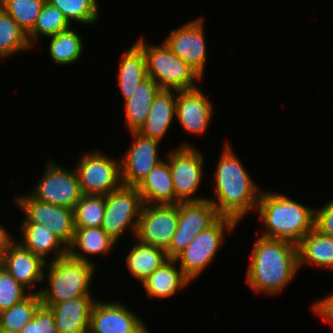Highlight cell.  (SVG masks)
<instances>
[{
	"label": "cell",
	"instance_id": "cell-1",
	"mask_svg": "<svg viewBox=\"0 0 333 333\" xmlns=\"http://www.w3.org/2000/svg\"><path fill=\"white\" fill-rule=\"evenodd\" d=\"M232 148L227 141L214 174L215 200L207 199L219 216L239 224L248 213L256 211L261 191Z\"/></svg>",
	"mask_w": 333,
	"mask_h": 333
},
{
	"label": "cell",
	"instance_id": "cell-2",
	"mask_svg": "<svg viewBox=\"0 0 333 333\" xmlns=\"http://www.w3.org/2000/svg\"><path fill=\"white\" fill-rule=\"evenodd\" d=\"M246 282L258 294H280L298 273V251L291 243L258 237L250 252Z\"/></svg>",
	"mask_w": 333,
	"mask_h": 333
},
{
	"label": "cell",
	"instance_id": "cell-3",
	"mask_svg": "<svg viewBox=\"0 0 333 333\" xmlns=\"http://www.w3.org/2000/svg\"><path fill=\"white\" fill-rule=\"evenodd\" d=\"M314 210L279 193L261 191L256 211L263 220L265 231L260 236L297 247L314 228Z\"/></svg>",
	"mask_w": 333,
	"mask_h": 333
},
{
	"label": "cell",
	"instance_id": "cell-4",
	"mask_svg": "<svg viewBox=\"0 0 333 333\" xmlns=\"http://www.w3.org/2000/svg\"><path fill=\"white\" fill-rule=\"evenodd\" d=\"M49 262L45 265L47 275L44 272V280L47 281H43L48 285L36 291L40 294L42 304H57L91 296L89 288L95 275L94 264L77 260L69 254Z\"/></svg>",
	"mask_w": 333,
	"mask_h": 333
},
{
	"label": "cell",
	"instance_id": "cell-5",
	"mask_svg": "<svg viewBox=\"0 0 333 333\" xmlns=\"http://www.w3.org/2000/svg\"><path fill=\"white\" fill-rule=\"evenodd\" d=\"M135 43L145 56L147 76L152 78L161 90L183 91L198 87L196 82L202 77L176 56L164 42L159 44L160 46L148 44L141 36Z\"/></svg>",
	"mask_w": 333,
	"mask_h": 333
},
{
	"label": "cell",
	"instance_id": "cell-6",
	"mask_svg": "<svg viewBox=\"0 0 333 333\" xmlns=\"http://www.w3.org/2000/svg\"><path fill=\"white\" fill-rule=\"evenodd\" d=\"M236 226L238 223L234 219L220 216L174 259L191 282L214 261L216 253L222 248L225 233H231Z\"/></svg>",
	"mask_w": 333,
	"mask_h": 333
},
{
	"label": "cell",
	"instance_id": "cell-7",
	"mask_svg": "<svg viewBox=\"0 0 333 333\" xmlns=\"http://www.w3.org/2000/svg\"><path fill=\"white\" fill-rule=\"evenodd\" d=\"M178 146L167 154L175 191V204L206 200L207 197L193 196L203 179L204 157L202 152L186 141Z\"/></svg>",
	"mask_w": 333,
	"mask_h": 333
},
{
	"label": "cell",
	"instance_id": "cell-8",
	"mask_svg": "<svg viewBox=\"0 0 333 333\" xmlns=\"http://www.w3.org/2000/svg\"><path fill=\"white\" fill-rule=\"evenodd\" d=\"M143 205L137 187L122 184L105 195V214L101 228L116 242L127 230L134 238Z\"/></svg>",
	"mask_w": 333,
	"mask_h": 333
},
{
	"label": "cell",
	"instance_id": "cell-9",
	"mask_svg": "<svg viewBox=\"0 0 333 333\" xmlns=\"http://www.w3.org/2000/svg\"><path fill=\"white\" fill-rule=\"evenodd\" d=\"M75 165L80 190L86 195H107L122 185L120 159L95 150L84 152Z\"/></svg>",
	"mask_w": 333,
	"mask_h": 333
},
{
	"label": "cell",
	"instance_id": "cell-10",
	"mask_svg": "<svg viewBox=\"0 0 333 333\" xmlns=\"http://www.w3.org/2000/svg\"><path fill=\"white\" fill-rule=\"evenodd\" d=\"M67 169L48 159L41 179L29 194L41 202L74 209L82 193L75 169Z\"/></svg>",
	"mask_w": 333,
	"mask_h": 333
},
{
	"label": "cell",
	"instance_id": "cell-11",
	"mask_svg": "<svg viewBox=\"0 0 333 333\" xmlns=\"http://www.w3.org/2000/svg\"><path fill=\"white\" fill-rule=\"evenodd\" d=\"M220 216L208 200L178 203V225L171 243L165 250L169 259H175L193 239L211 226Z\"/></svg>",
	"mask_w": 333,
	"mask_h": 333
},
{
	"label": "cell",
	"instance_id": "cell-12",
	"mask_svg": "<svg viewBox=\"0 0 333 333\" xmlns=\"http://www.w3.org/2000/svg\"><path fill=\"white\" fill-rule=\"evenodd\" d=\"M24 214L22 223L44 224L67 247L74 239L73 209L68 207L41 202L27 195H17L14 199Z\"/></svg>",
	"mask_w": 333,
	"mask_h": 333
},
{
	"label": "cell",
	"instance_id": "cell-13",
	"mask_svg": "<svg viewBox=\"0 0 333 333\" xmlns=\"http://www.w3.org/2000/svg\"><path fill=\"white\" fill-rule=\"evenodd\" d=\"M178 225L177 204H144L135 239L145 245L166 250Z\"/></svg>",
	"mask_w": 333,
	"mask_h": 333
},
{
	"label": "cell",
	"instance_id": "cell-14",
	"mask_svg": "<svg viewBox=\"0 0 333 333\" xmlns=\"http://www.w3.org/2000/svg\"><path fill=\"white\" fill-rule=\"evenodd\" d=\"M203 23L202 17L191 20L173 29L165 41L163 40L176 56L191 66L202 78L207 59V42Z\"/></svg>",
	"mask_w": 333,
	"mask_h": 333
},
{
	"label": "cell",
	"instance_id": "cell-15",
	"mask_svg": "<svg viewBox=\"0 0 333 333\" xmlns=\"http://www.w3.org/2000/svg\"><path fill=\"white\" fill-rule=\"evenodd\" d=\"M132 144L124 157L120 158L121 180L123 185L137 186L144 177L163 158L159 156V141L142 136L138 132H131ZM134 139V140H133Z\"/></svg>",
	"mask_w": 333,
	"mask_h": 333
},
{
	"label": "cell",
	"instance_id": "cell-16",
	"mask_svg": "<svg viewBox=\"0 0 333 333\" xmlns=\"http://www.w3.org/2000/svg\"><path fill=\"white\" fill-rule=\"evenodd\" d=\"M45 265L46 262L40 256L33 254L16 240H12L0 256V266L30 293H36L33 291L35 285L44 281Z\"/></svg>",
	"mask_w": 333,
	"mask_h": 333
},
{
	"label": "cell",
	"instance_id": "cell-17",
	"mask_svg": "<svg viewBox=\"0 0 333 333\" xmlns=\"http://www.w3.org/2000/svg\"><path fill=\"white\" fill-rule=\"evenodd\" d=\"M199 87L177 91L176 119L188 134L202 136L212 120L214 106Z\"/></svg>",
	"mask_w": 333,
	"mask_h": 333
},
{
	"label": "cell",
	"instance_id": "cell-18",
	"mask_svg": "<svg viewBox=\"0 0 333 333\" xmlns=\"http://www.w3.org/2000/svg\"><path fill=\"white\" fill-rule=\"evenodd\" d=\"M134 311L123 303L113 300L94 303L90 324V333H134L143 323Z\"/></svg>",
	"mask_w": 333,
	"mask_h": 333
},
{
	"label": "cell",
	"instance_id": "cell-19",
	"mask_svg": "<svg viewBox=\"0 0 333 333\" xmlns=\"http://www.w3.org/2000/svg\"><path fill=\"white\" fill-rule=\"evenodd\" d=\"M95 302L93 296H84L62 303L42 305L52 311L59 333H87Z\"/></svg>",
	"mask_w": 333,
	"mask_h": 333
},
{
	"label": "cell",
	"instance_id": "cell-20",
	"mask_svg": "<svg viewBox=\"0 0 333 333\" xmlns=\"http://www.w3.org/2000/svg\"><path fill=\"white\" fill-rule=\"evenodd\" d=\"M176 92V93H175ZM177 91L160 90L155 96L145 123L138 133L161 142L176 117Z\"/></svg>",
	"mask_w": 333,
	"mask_h": 333
},
{
	"label": "cell",
	"instance_id": "cell-21",
	"mask_svg": "<svg viewBox=\"0 0 333 333\" xmlns=\"http://www.w3.org/2000/svg\"><path fill=\"white\" fill-rule=\"evenodd\" d=\"M22 239L18 241L24 248L40 256L45 262L53 253L51 261L68 254V247L46 225L37 223L21 224Z\"/></svg>",
	"mask_w": 333,
	"mask_h": 333
},
{
	"label": "cell",
	"instance_id": "cell-22",
	"mask_svg": "<svg viewBox=\"0 0 333 333\" xmlns=\"http://www.w3.org/2000/svg\"><path fill=\"white\" fill-rule=\"evenodd\" d=\"M177 265L174 259H169L142 281L147 298H170L191 283Z\"/></svg>",
	"mask_w": 333,
	"mask_h": 333
},
{
	"label": "cell",
	"instance_id": "cell-23",
	"mask_svg": "<svg viewBox=\"0 0 333 333\" xmlns=\"http://www.w3.org/2000/svg\"><path fill=\"white\" fill-rule=\"evenodd\" d=\"M136 186L144 204H175V191L169 163L164 158Z\"/></svg>",
	"mask_w": 333,
	"mask_h": 333
},
{
	"label": "cell",
	"instance_id": "cell-24",
	"mask_svg": "<svg viewBox=\"0 0 333 333\" xmlns=\"http://www.w3.org/2000/svg\"><path fill=\"white\" fill-rule=\"evenodd\" d=\"M159 85L149 76L142 80L125 101V124L128 131L138 132L143 126L155 96L160 91Z\"/></svg>",
	"mask_w": 333,
	"mask_h": 333
},
{
	"label": "cell",
	"instance_id": "cell-25",
	"mask_svg": "<svg viewBox=\"0 0 333 333\" xmlns=\"http://www.w3.org/2000/svg\"><path fill=\"white\" fill-rule=\"evenodd\" d=\"M113 240L101 227L75 228L74 239L68 247V254L77 259L94 264L86 255L109 254L116 246ZM81 251V252H80ZM109 252V253H108Z\"/></svg>",
	"mask_w": 333,
	"mask_h": 333
},
{
	"label": "cell",
	"instance_id": "cell-26",
	"mask_svg": "<svg viewBox=\"0 0 333 333\" xmlns=\"http://www.w3.org/2000/svg\"><path fill=\"white\" fill-rule=\"evenodd\" d=\"M297 251L299 270L308 264L333 271V237L323 235L313 228L300 241Z\"/></svg>",
	"mask_w": 333,
	"mask_h": 333
},
{
	"label": "cell",
	"instance_id": "cell-27",
	"mask_svg": "<svg viewBox=\"0 0 333 333\" xmlns=\"http://www.w3.org/2000/svg\"><path fill=\"white\" fill-rule=\"evenodd\" d=\"M118 63L117 82L125 102L137 85L147 77L146 61L142 49L134 43L120 56Z\"/></svg>",
	"mask_w": 333,
	"mask_h": 333
},
{
	"label": "cell",
	"instance_id": "cell-28",
	"mask_svg": "<svg viewBox=\"0 0 333 333\" xmlns=\"http://www.w3.org/2000/svg\"><path fill=\"white\" fill-rule=\"evenodd\" d=\"M126 256L127 268L137 281L142 283L153 271L169 260L166 251L135 241Z\"/></svg>",
	"mask_w": 333,
	"mask_h": 333
},
{
	"label": "cell",
	"instance_id": "cell-29",
	"mask_svg": "<svg viewBox=\"0 0 333 333\" xmlns=\"http://www.w3.org/2000/svg\"><path fill=\"white\" fill-rule=\"evenodd\" d=\"M71 28L46 37L51 39L49 55L56 64L71 65L76 63L84 53V42L81 35Z\"/></svg>",
	"mask_w": 333,
	"mask_h": 333
},
{
	"label": "cell",
	"instance_id": "cell-30",
	"mask_svg": "<svg viewBox=\"0 0 333 333\" xmlns=\"http://www.w3.org/2000/svg\"><path fill=\"white\" fill-rule=\"evenodd\" d=\"M31 50L27 33L0 7V57H12L16 53Z\"/></svg>",
	"mask_w": 333,
	"mask_h": 333
},
{
	"label": "cell",
	"instance_id": "cell-31",
	"mask_svg": "<svg viewBox=\"0 0 333 333\" xmlns=\"http://www.w3.org/2000/svg\"><path fill=\"white\" fill-rule=\"evenodd\" d=\"M41 305L40 294L32 293L22 302L0 312V332L20 333L24 325L33 319Z\"/></svg>",
	"mask_w": 333,
	"mask_h": 333
},
{
	"label": "cell",
	"instance_id": "cell-32",
	"mask_svg": "<svg viewBox=\"0 0 333 333\" xmlns=\"http://www.w3.org/2000/svg\"><path fill=\"white\" fill-rule=\"evenodd\" d=\"M71 26L63 13L56 7L46 2L39 14L34 27L27 33L29 44L35 47L40 38L49 37L59 32L68 30Z\"/></svg>",
	"mask_w": 333,
	"mask_h": 333
},
{
	"label": "cell",
	"instance_id": "cell-33",
	"mask_svg": "<svg viewBox=\"0 0 333 333\" xmlns=\"http://www.w3.org/2000/svg\"><path fill=\"white\" fill-rule=\"evenodd\" d=\"M105 214V195L82 194L73 209L74 227H101Z\"/></svg>",
	"mask_w": 333,
	"mask_h": 333
},
{
	"label": "cell",
	"instance_id": "cell-34",
	"mask_svg": "<svg viewBox=\"0 0 333 333\" xmlns=\"http://www.w3.org/2000/svg\"><path fill=\"white\" fill-rule=\"evenodd\" d=\"M58 8L72 25V21L93 25L99 20L97 0H46Z\"/></svg>",
	"mask_w": 333,
	"mask_h": 333
},
{
	"label": "cell",
	"instance_id": "cell-35",
	"mask_svg": "<svg viewBox=\"0 0 333 333\" xmlns=\"http://www.w3.org/2000/svg\"><path fill=\"white\" fill-rule=\"evenodd\" d=\"M45 3L46 0H0V7L28 33L34 27Z\"/></svg>",
	"mask_w": 333,
	"mask_h": 333
},
{
	"label": "cell",
	"instance_id": "cell-36",
	"mask_svg": "<svg viewBox=\"0 0 333 333\" xmlns=\"http://www.w3.org/2000/svg\"><path fill=\"white\" fill-rule=\"evenodd\" d=\"M31 294L27 288L18 283L0 266V312L22 302Z\"/></svg>",
	"mask_w": 333,
	"mask_h": 333
},
{
	"label": "cell",
	"instance_id": "cell-37",
	"mask_svg": "<svg viewBox=\"0 0 333 333\" xmlns=\"http://www.w3.org/2000/svg\"><path fill=\"white\" fill-rule=\"evenodd\" d=\"M20 333H59L52 311L41 305L31 321L24 325Z\"/></svg>",
	"mask_w": 333,
	"mask_h": 333
},
{
	"label": "cell",
	"instance_id": "cell-38",
	"mask_svg": "<svg viewBox=\"0 0 333 333\" xmlns=\"http://www.w3.org/2000/svg\"><path fill=\"white\" fill-rule=\"evenodd\" d=\"M314 229L333 237V199L314 210Z\"/></svg>",
	"mask_w": 333,
	"mask_h": 333
},
{
	"label": "cell",
	"instance_id": "cell-39",
	"mask_svg": "<svg viewBox=\"0 0 333 333\" xmlns=\"http://www.w3.org/2000/svg\"><path fill=\"white\" fill-rule=\"evenodd\" d=\"M313 312L320 316L324 321L332 324L333 328V292L324 298H320L315 303L313 302Z\"/></svg>",
	"mask_w": 333,
	"mask_h": 333
},
{
	"label": "cell",
	"instance_id": "cell-40",
	"mask_svg": "<svg viewBox=\"0 0 333 333\" xmlns=\"http://www.w3.org/2000/svg\"><path fill=\"white\" fill-rule=\"evenodd\" d=\"M6 230V227L0 225V256L3 251L7 248L8 244L13 240L10 232Z\"/></svg>",
	"mask_w": 333,
	"mask_h": 333
},
{
	"label": "cell",
	"instance_id": "cell-41",
	"mask_svg": "<svg viewBox=\"0 0 333 333\" xmlns=\"http://www.w3.org/2000/svg\"><path fill=\"white\" fill-rule=\"evenodd\" d=\"M134 333H150L148 331L147 325L143 323Z\"/></svg>",
	"mask_w": 333,
	"mask_h": 333
}]
</instances>
